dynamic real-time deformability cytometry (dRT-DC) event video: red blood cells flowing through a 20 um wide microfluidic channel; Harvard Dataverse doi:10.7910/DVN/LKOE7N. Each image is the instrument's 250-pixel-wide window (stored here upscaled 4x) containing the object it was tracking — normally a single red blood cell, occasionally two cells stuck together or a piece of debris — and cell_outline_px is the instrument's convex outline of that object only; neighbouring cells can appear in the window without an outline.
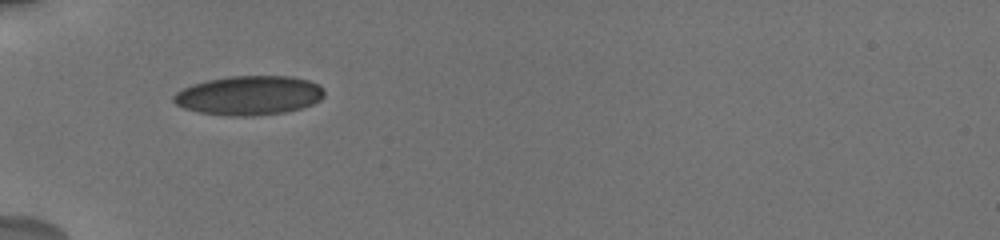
{"species": "human", "species_latin": "Homo sapiens", "temperature_condition": "cold", "stored_images_in_passage": 43, "camera_frame_rate_fps": 3000, "um_per_image_px": 0.085, "donor": {"sex": "male"}, "frame": {"image": 1, "passage_image": 1, "time_ms": 0.0, "image_size_px": [1000, 240], "cell_outline_px": [[324, 96], [320, 100], [312, 104], [300, 108], [284, 112], [252, 116], [228, 116], [200, 112], [184, 108], [176, 104], [172, 100], [172, 96], [176, 92], [192, 84], [208, 80], [228, 76], [292, 76], [308, 80], [324, 88]], "centroid_in_image_um": [21.16, 8.11], "position_along_channel_um": 63.8, "area_um2": 34.45}}
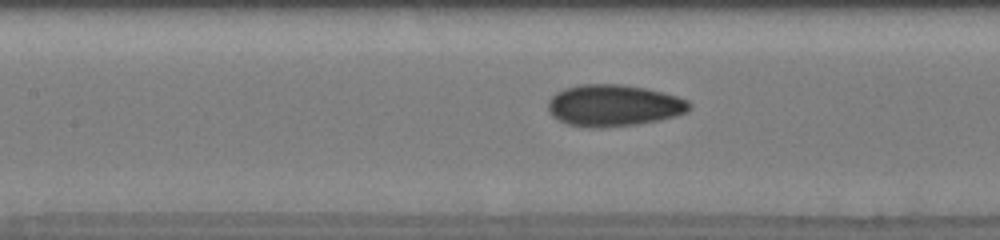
{"frame": {"image": 2, "passage_image": 11, "time_ms": 2.667, "image_size_px": [1000, 240], "cell_outline_px": [[692, 104], [688, 112], [676, 116], [660, 120], [636, 124], [604, 128], [588, 128], [568, 124], [552, 116], [548, 112], [548, 100], [556, 92], [564, 88], [580, 84], [620, 84], [644, 88], [676, 96], [688, 100]], "centroid_in_image_um": [52.15, 8.97], "position_along_channel_um": 155.3, "area_um2": 34.51}}
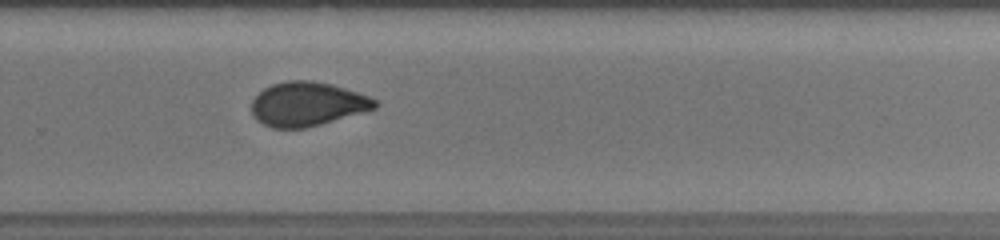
{"frame": {"image": 3, "passage_image": 21, "time_ms": 6.667, "image_size_px": [1000, 240], "cell_outline_px": [[380, 104], [376, 108], [320, 124], [304, 128], [272, 128], [256, 120], [252, 112], [252, 100], [264, 88], [272, 84], [288, 80], [312, 80], [332, 84], [368, 96], [376, 100]], "centroid_in_image_um": [26.11, 8.84], "position_along_channel_um": 303.7, "area_um2": 31.5}, "authors_computed_cell_mechanics": {"area_um2": 31.9056, "velocity_mm_per_s": 3.7292, "shape_relaxation_time_tau1_ms": 10.0756, "shape_relaxation_time_tau2_ms": 1.5405, "deformation_change_tau1": 0.179, "deformation_change_tau2": 0.0503}}